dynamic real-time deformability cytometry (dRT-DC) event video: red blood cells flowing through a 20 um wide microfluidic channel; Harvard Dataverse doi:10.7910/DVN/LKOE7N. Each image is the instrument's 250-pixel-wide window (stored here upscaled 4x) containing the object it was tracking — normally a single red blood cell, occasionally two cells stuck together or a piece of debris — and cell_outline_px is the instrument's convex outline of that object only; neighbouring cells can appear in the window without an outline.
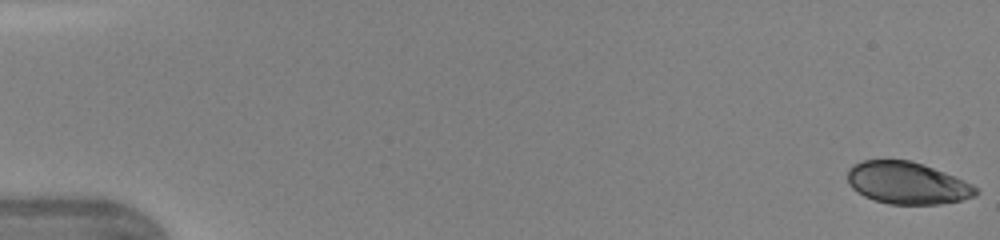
{"species": "human", "species_latin": "Homo sapiens", "temperature_condition": "warm", "stored_images_in_passage": 47, "camera_frame_rate_fps": 3000, "um_per_image_px": 0.085, "donor": {"sex": "female"}, "frame": {"image": 1, "passage_image": 1, "time_ms": 0.0, "image_size_px": [1000, 240], "cell_outline_px": [[980, 192], [976, 196], [960, 200], [940, 204], [888, 204], [864, 196], [852, 188], [848, 184], [848, 168], [852, 164], [864, 160], [912, 160], [944, 172], [964, 180], [972, 184]], "centroid_in_image_um": [77.11, 15.55], "position_along_channel_um": 7.9, "area_um2": 31.5}}
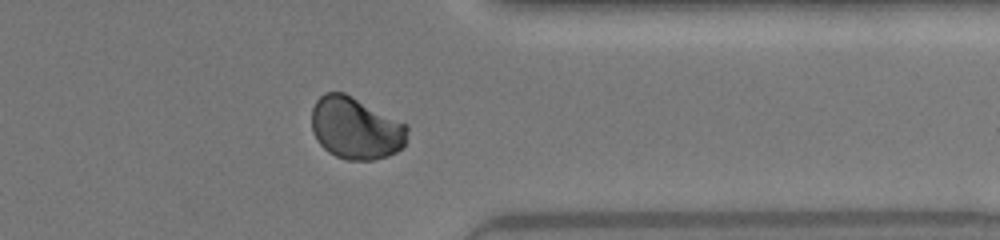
{"frame": {"image": 2, "passage_image": 38, "time_ms": 12.333, "image_size_px": [1000, 240], "cell_outline_px": [[408, 132], [404, 144], [396, 152], [388, 156], [372, 160], [348, 160], [336, 156], [328, 152], [316, 140], [312, 132], [312, 108], [316, 100], [324, 92], [344, 92], [408, 124]], "centroid_in_image_um": [30.23, 10.89], "position_along_channel_um": 381.2, "area_um2": 34.85}}
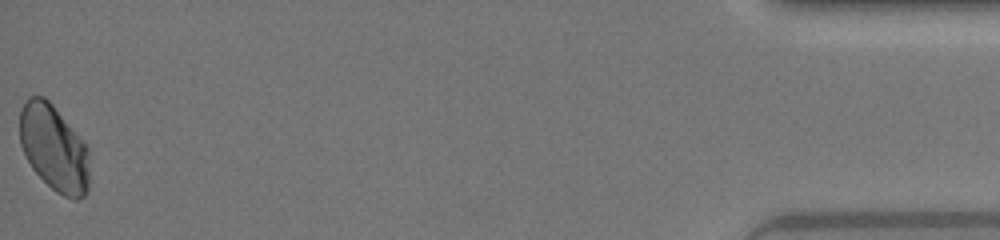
{"frame": {"image": 3, "passage_image": 47, "time_ms": 15.333, "image_size_px": [1000, 240], "cell_outline_px": [[88, 188], [84, 196], [76, 200], [72, 200], [56, 192], [32, 168], [20, 144], [20, 108], [28, 96], [44, 96], [52, 104], [88, 148]], "centroid_in_image_um": [4.57, 12.59], "position_along_channel_um": 430.6, "area_um2": 34.62}, "authors_computed_cell_mechanics": {"area_um2": 34.2754, "velocity_mm_per_s": 4.3736, "shape_relaxation_time_tau1_ms": 3.0054, "shape_relaxation_time_tau2_ms": 3.9891, "deformation_change_tau1": 0.097, "deformation_change_tau2": 0.0411}}